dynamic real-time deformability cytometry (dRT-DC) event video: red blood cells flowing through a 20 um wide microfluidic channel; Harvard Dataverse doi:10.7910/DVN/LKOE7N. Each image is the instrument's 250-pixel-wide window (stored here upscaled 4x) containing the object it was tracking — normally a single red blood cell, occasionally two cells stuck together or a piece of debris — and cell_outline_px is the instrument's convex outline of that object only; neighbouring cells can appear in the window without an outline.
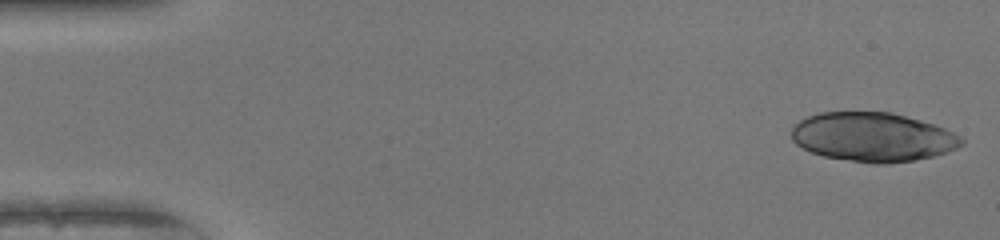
{"species": "human", "species_latin": "Homo sapiens", "temperature_condition": "warm", "stored_images_in_passage": 22, "camera_frame_rate_fps": 3000, "um_per_image_px": 0.085, "donor": {"sex": "female"}, "frame": {"image": 1, "passage_image": 1, "time_ms": 0.0, "image_size_px": [1000, 240], "cell_outline_px": [[964, 144], [956, 148], [932, 156], [916, 160], [888, 164], [872, 164], [824, 156], [812, 152], [796, 144], [792, 140], [792, 128], [800, 120], [816, 112], [888, 112], [920, 120], [944, 128], [960, 136], [964, 140]], "centroid_in_image_um": [74.17, 11.65], "position_along_channel_um": 10.8, "area_um2": 48.44}}
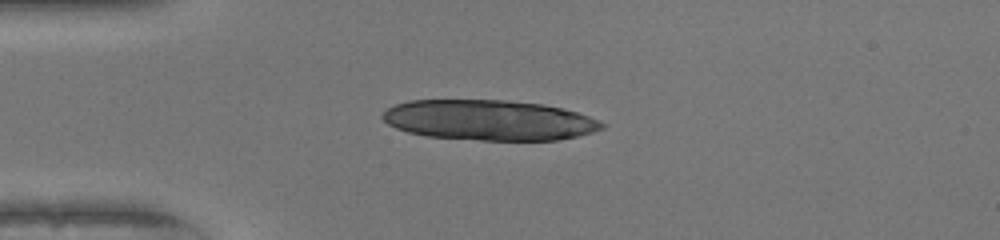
{"frame": {"image": 2, "passage_image": 12, "time_ms": 3.667, "image_size_px": [1000, 240], "cell_outline_px": [[608, 124], [604, 128], [592, 132], [576, 136], [556, 140], [480, 140], [428, 136], [408, 132], [396, 128], [388, 124], [380, 116], [388, 108], [396, 104], [408, 100], [504, 100], [544, 104], [576, 112], [588, 116]], "centroid_in_image_um": [41.57, 10.21], "position_along_channel_um": 43.4, "area_um2": 51.44}}
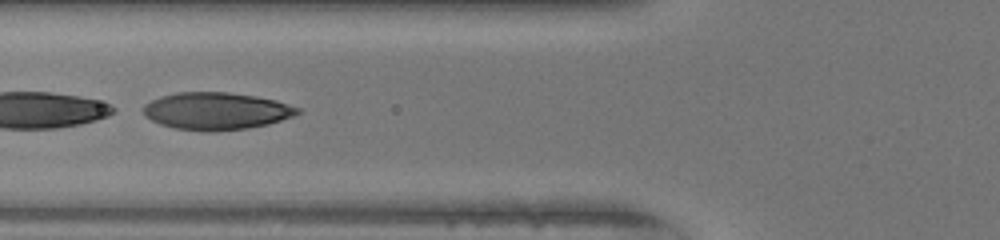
{"frame": {"image": 3, "passage_image": 19, "time_ms": 6.0, "image_size_px": [1000, 240], "cell_outline_px": [[300, 112], [292, 116], [268, 124], [248, 128], [212, 132], [204, 132], [176, 128], [160, 124], [144, 116], [144, 104], [160, 96], [176, 92], [228, 92], [256, 96], [276, 100], [300, 108]], "centroid_in_image_um": [18.37, 9.44], "position_along_channel_um": 107.4, "area_um2": 33.58}}